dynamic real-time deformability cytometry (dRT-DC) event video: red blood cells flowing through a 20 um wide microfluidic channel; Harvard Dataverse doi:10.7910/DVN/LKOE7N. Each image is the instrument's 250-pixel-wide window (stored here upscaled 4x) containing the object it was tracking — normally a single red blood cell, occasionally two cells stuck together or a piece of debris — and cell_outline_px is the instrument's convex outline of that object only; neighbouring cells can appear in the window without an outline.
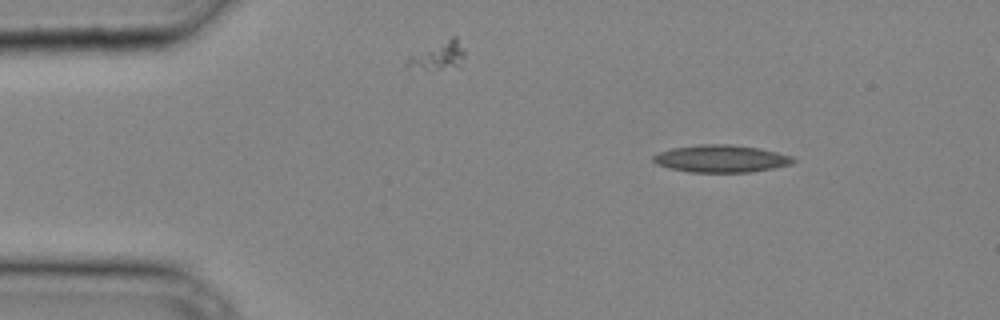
{"species": "common noctule bat (a hibernating species)", "species_latin": "Nyctalus noctula", "temperature_condition": "cold", "stored_images_in_passage": 31, "camera_frame_rate_fps": 3000, "um_per_image_px": 0.085, "animal": {"sex": "male", "body_mass_g": 20.4}, "frame": {"image": 1, "passage_image": 1, "time_ms": 0.0, "image_size_px": [1000, 320], "cell_outline_px": [[796, 160], [792, 164], [752, 172], [688, 172], [668, 168], [656, 164], [652, 160], [652, 156], [660, 152], [672, 148], [700, 144], [728, 144], [760, 148], [792, 156]], "centroid_in_image_um": [61.27, 13.49], "position_along_channel_um": 23.7, "area_um2": 22.37}}
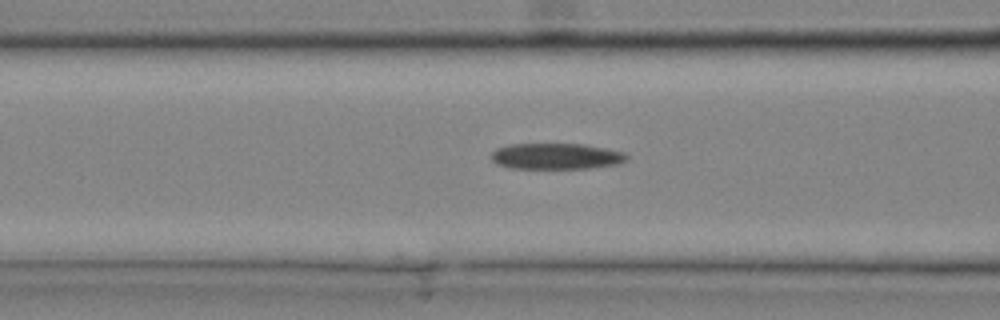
{"frame": {"image": 2, "passage_image": 10, "time_ms": 3.0, "image_size_px": [1000, 320], "cell_outline_px": [[628, 160], [616, 164], [592, 168], [512, 168], [496, 164], [492, 160], [492, 152], [496, 148], [508, 144], [584, 144], [624, 152], [628, 156]], "centroid_in_image_um": [47.27, 13.28], "position_along_channel_um": 119.3, "area_um2": 20.52}}
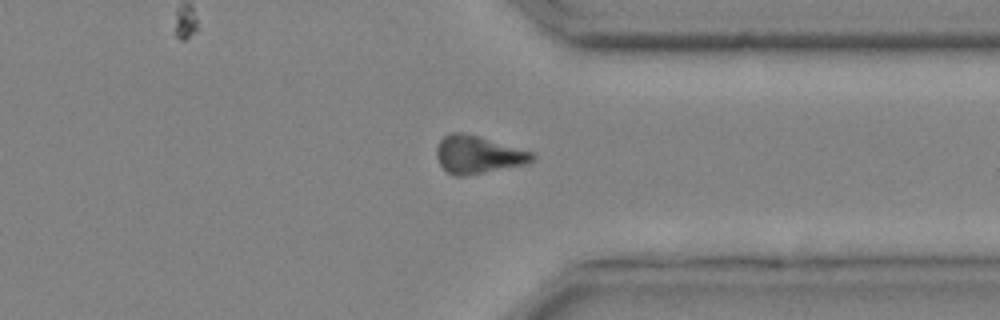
{"frame": {"image": 3, "passage_image": 24, "time_ms": 7.667, "image_size_px": [1000, 320], "cell_outline_px": [[536, 160], [528, 164], [464, 176], [456, 176], [448, 172], [440, 164], [436, 156], [436, 148], [440, 140], [444, 136], [452, 132], [460, 132], [476, 136], [536, 152]], "centroid_in_image_um": [40.69, 13.15], "position_along_channel_um": 370.7, "area_um2": 21.1}}